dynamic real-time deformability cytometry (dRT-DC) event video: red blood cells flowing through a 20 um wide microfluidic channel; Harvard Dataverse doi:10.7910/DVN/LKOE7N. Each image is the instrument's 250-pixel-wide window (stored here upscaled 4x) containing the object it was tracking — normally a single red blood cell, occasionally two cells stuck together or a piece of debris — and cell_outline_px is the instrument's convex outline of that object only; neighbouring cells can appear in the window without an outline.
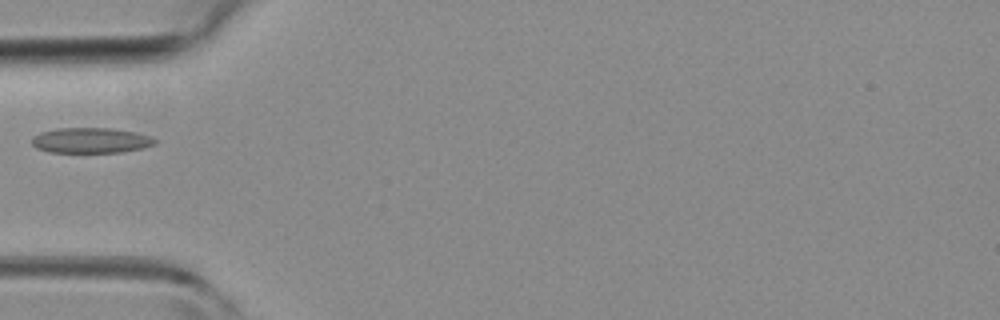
{"species": "common noctule bat (a hibernating species)", "species_latin": "Nyctalus noctula", "temperature_condition": "room temperature", "stored_images_in_passage": 26, "camera_frame_rate_fps": 3000, "um_per_image_px": 0.085, "animal": {"sex": "female", "body_mass_g": 19.3, "forearm_length_mm": 54.1}, "frame": {"image": 1, "passage_image": 1, "time_ms": 0.0, "image_size_px": [1000, 320], "cell_outline_px": [[160, 140], [156, 144], [144, 148], [120, 152], [52, 152], [36, 148], [32, 144], [32, 136], [40, 132], [56, 128], [112, 128], [136, 132], [152, 136]], "centroid_in_image_um": [7.77, 11.92], "position_along_channel_um": 77.2, "area_um2": 18.44}}
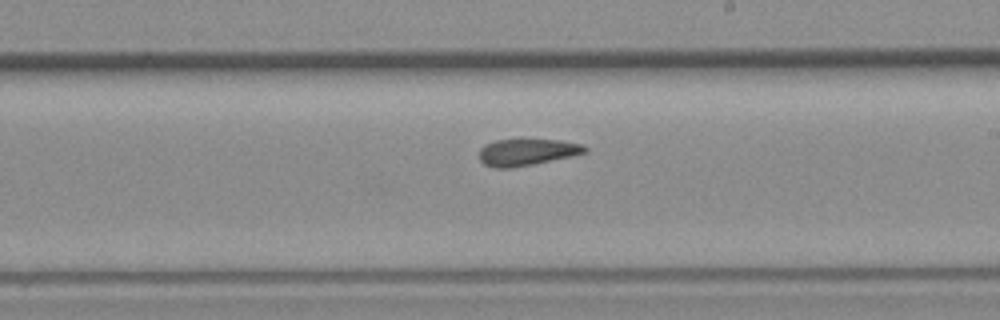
{"frame": {"image": 2, "passage_image": 12, "time_ms": 3.667, "image_size_px": [1000, 320], "cell_outline_px": [[588, 148], [584, 152], [568, 156], [532, 164], [508, 168], [496, 168], [484, 164], [480, 160], [480, 148], [484, 144], [496, 140], [560, 140], [584, 144]], "centroid_in_image_um": [44.75, 12.92], "position_along_channel_um": 244.3, "area_um2": 16.07}}
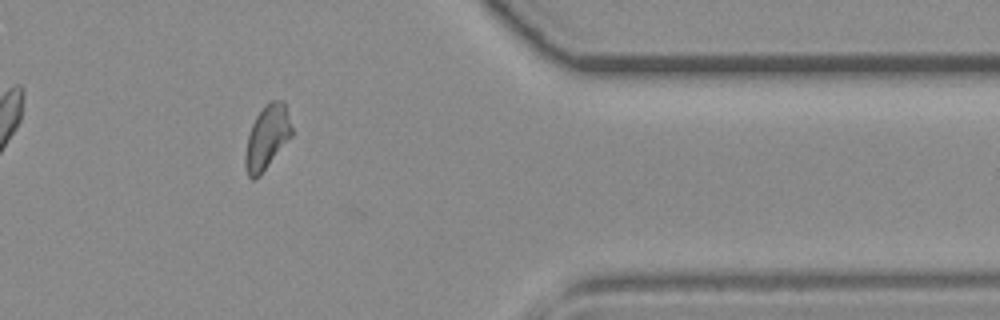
{"frame": {"image": 3, "passage_image": 23, "time_ms": 7.333, "image_size_px": [1000, 320], "cell_outline_px": [[292, 136], [260, 176], [256, 180], [252, 180], [248, 176], [244, 164], [244, 152], [248, 136], [252, 124], [256, 116], [264, 104], [268, 100], [284, 100], [292, 128]], "centroid_in_image_um": [22.68, 11.68], "position_along_channel_um": 388.7, "area_um2": 17.63}}